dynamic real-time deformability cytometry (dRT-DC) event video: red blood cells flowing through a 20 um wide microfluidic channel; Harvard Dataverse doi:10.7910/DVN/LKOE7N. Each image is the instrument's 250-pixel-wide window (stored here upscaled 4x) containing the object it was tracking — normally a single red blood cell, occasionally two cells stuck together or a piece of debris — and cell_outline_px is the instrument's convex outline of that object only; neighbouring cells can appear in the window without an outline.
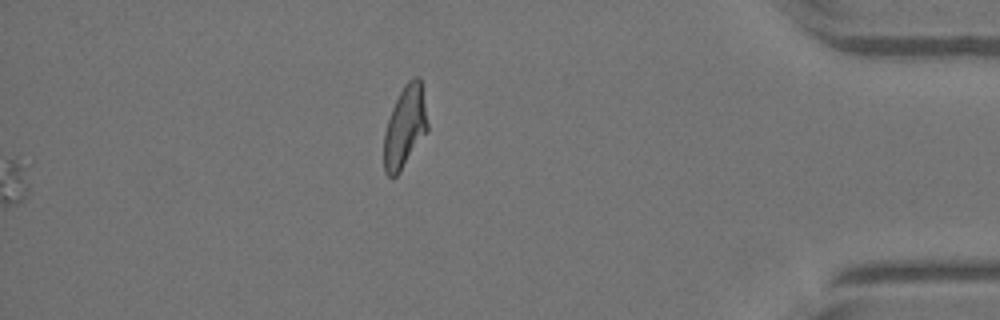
{"species": "Egyptian fruit bat (a non-hibernating species)", "species_latin": "Rousettus aegyptiacus", "temperature_condition": "warm", "stored_images_in_passage": 51, "segment_of_instrument_passage": [2, 2], "camera_frame_rate_fps": 3000, "um_per_image_px": 0.085, "animal": {"sex": "female"}, "frame": {"image": 1, "passage_image": 51, "time_ms": 16.667, "image_size_px": [1000, 320], "cell_outline_px": [[428, 132], [400, 172], [396, 176], [388, 176], [384, 172], [384, 132], [392, 108], [404, 84], [412, 76], [420, 76], [428, 124]], "centroid_in_image_um": [34.43, 10.79], "position_along_channel_um": 400.8, "area_um2": 20.92}}